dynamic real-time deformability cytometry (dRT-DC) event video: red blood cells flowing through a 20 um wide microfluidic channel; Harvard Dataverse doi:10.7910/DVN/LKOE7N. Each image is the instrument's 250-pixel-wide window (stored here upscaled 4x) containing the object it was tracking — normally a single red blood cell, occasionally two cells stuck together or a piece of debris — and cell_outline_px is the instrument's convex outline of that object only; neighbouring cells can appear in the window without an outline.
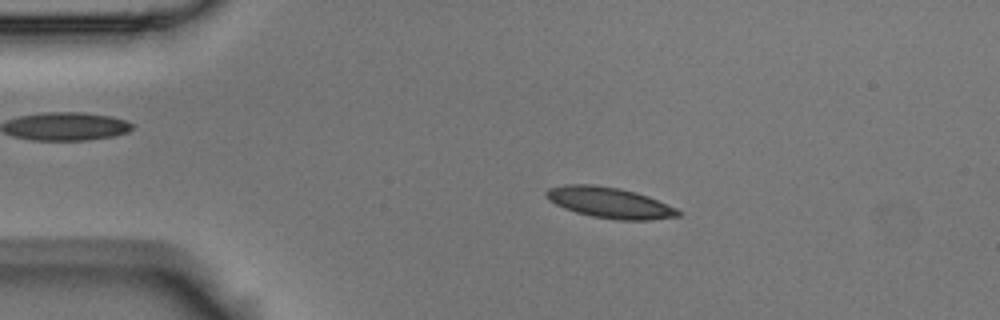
{"species": "Egyptian fruit bat (a non-hibernating species)", "species_latin": "Rousettus aegyptiacus", "temperature_condition": "room temperature", "stored_images_in_passage": 49, "camera_frame_rate_fps": 3000, "um_per_image_px": 0.085, "animal": {"sex": "male"}, "frame": {"image": 1, "passage_image": 3, "time_ms": 0.667, "image_size_px": [1000, 320], "cell_outline_px": [[684, 212], [680, 216], [652, 220], [620, 220], [592, 216], [576, 212], [564, 208], [548, 200], [544, 196], [544, 192], [548, 188], [564, 184], [592, 184], [620, 188], [636, 192], [648, 196], [676, 208]], "centroid_in_image_um": [51.81, 17.22], "position_along_channel_um": 33.2, "area_um2": 23.87}}
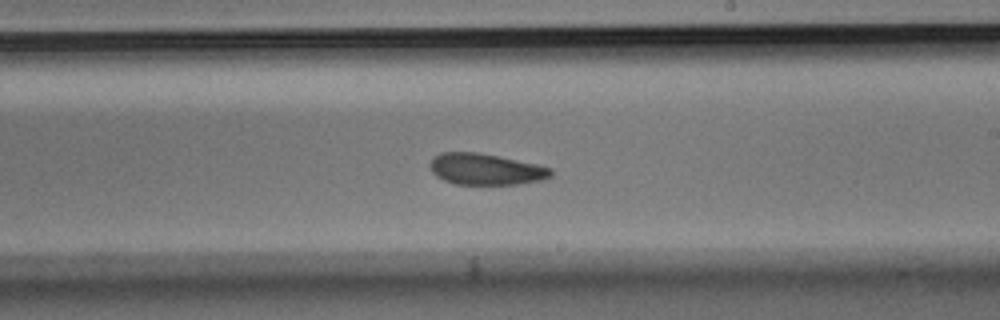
{"frame": {"image": 2, "passage_image": 25, "time_ms": 8.0, "image_size_px": [1000, 320], "cell_outline_px": [[552, 176], [544, 180], [516, 184], [456, 184], [444, 180], [436, 176], [432, 172], [432, 156], [440, 152], [476, 152], [536, 164], [552, 168]], "centroid_in_image_um": [41.3, 14.38], "position_along_channel_um": 247.7, "area_um2": 21.85}}
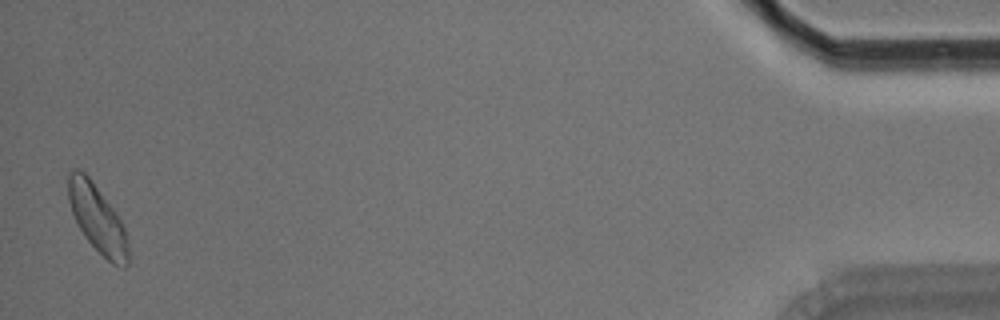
{"frame": {"image": 3, "passage_image": 48, "time_ms": 15.667, "image_size_px": [1000, 320], "cell_outline_px": [[128, 264], [124, 268], [120, 268], [112, 264], [84, 236], [76, 224], [68, 200], [68, 172], [72, 168], [80, 168], [88, 176], [116, 212], [124, 228], [128, 248]], "centroid_in_image_um": [8.25, 18.57], "position_along_channel_um": 427.0, "area_um2": 23.52}, "authors_computed_cell_mechanics": {"area_um2": 22.831, "velocity_mm_per_s": 3.5085, "shape_relaxation_time_tau1_ms": 5.7791, "shape_relaxation_time_tau2_ms": 5.8341, "deformation_change_tau1": 0.1298, "deformation_change_tau2": 0.1286}}